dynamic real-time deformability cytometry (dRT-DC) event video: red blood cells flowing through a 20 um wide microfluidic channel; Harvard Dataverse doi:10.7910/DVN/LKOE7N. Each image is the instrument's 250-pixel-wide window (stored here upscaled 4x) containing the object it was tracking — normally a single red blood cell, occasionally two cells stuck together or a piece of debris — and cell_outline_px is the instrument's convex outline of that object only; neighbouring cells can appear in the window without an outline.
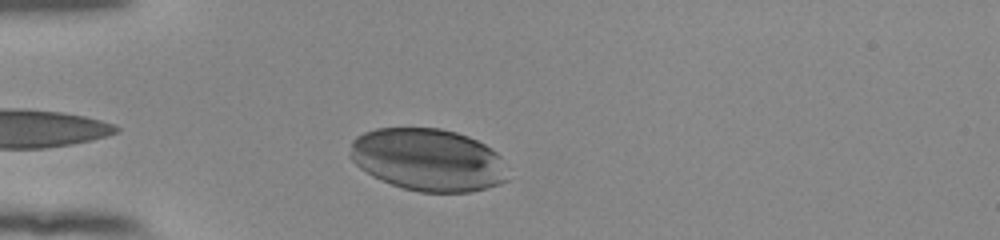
{"species": "human", "species_latin": "Homo sapiens", "temperature_condition": "room temperature", "stored_images_in_passage": 38, "camera_frame_rate_fps": 3000, "um_per_image_px": 0.085, "donor": {"sex": "female"}, "frame": {"image": 1, "passage_image": 4, "time_ms": 1.0, "image_size_px": [1000, 240], "cell_outline_px": [[508, 180], [500, 184], [472, 192], [420, 192], [404, 188], [380, 180], [372, 176], [360, 168], [348, 156], [352, 140], [356, 136], [364, 132], [376, 128], [440, 128], [456, 132], [468, 136], [484, 144], [496, 152], [500, 156]], "centroid_in_image_um": [36.35, 13.58], "position_along_channel_um": 48.7, "area_um2": 57.51}}
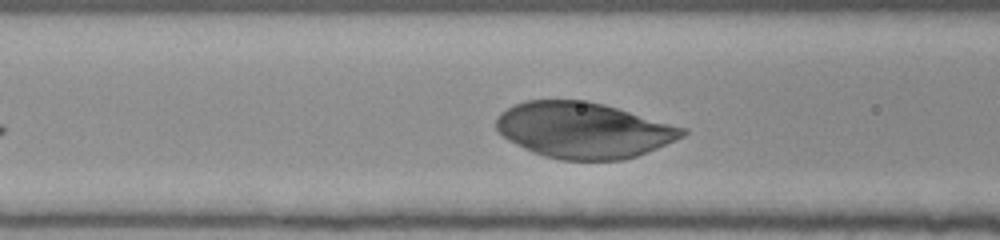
{"frame": {"image": 2, "passage_image": 11, "time_ms": 3.333, "image_size_px": [1000, 240], "cell_outline_px": [[688, 132], [684, 136], [676, 140], [636, 156], [620, 160], [560, 160], [544, 156], [532, 152], [508, 140], [496, 128], [496, 116], [500, 112], [524, 100], [588, 100], [604, 104], [688, 128]], "centroid_in_image_um": [49.61, 11.06], "position_along_channel_um": 117.0, "area_um2": 60.69}}
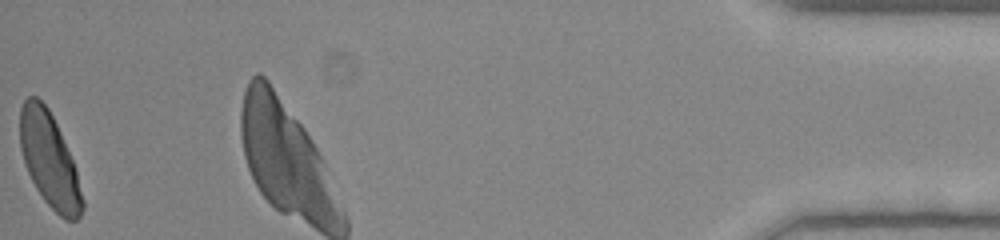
{"frame": {"image": 3, "passage_image": 38, "time_ms": 12.333, "image_size_px": [1000, 240], "cell_outline_px": [[84, 208], [80, 216], [76, 220], [64, 220], [44, 200], [36, 188], [24, 164], [20, 148], [20, 108], [24, 100], [28, 96], [36, 96], [48, 108], [60, 132], [76, 168], [84, 200]], "centroid_in_image_um": [4.2, 13.62], "position_along_channel_um": 431.0, "area_um2": 34.22}}